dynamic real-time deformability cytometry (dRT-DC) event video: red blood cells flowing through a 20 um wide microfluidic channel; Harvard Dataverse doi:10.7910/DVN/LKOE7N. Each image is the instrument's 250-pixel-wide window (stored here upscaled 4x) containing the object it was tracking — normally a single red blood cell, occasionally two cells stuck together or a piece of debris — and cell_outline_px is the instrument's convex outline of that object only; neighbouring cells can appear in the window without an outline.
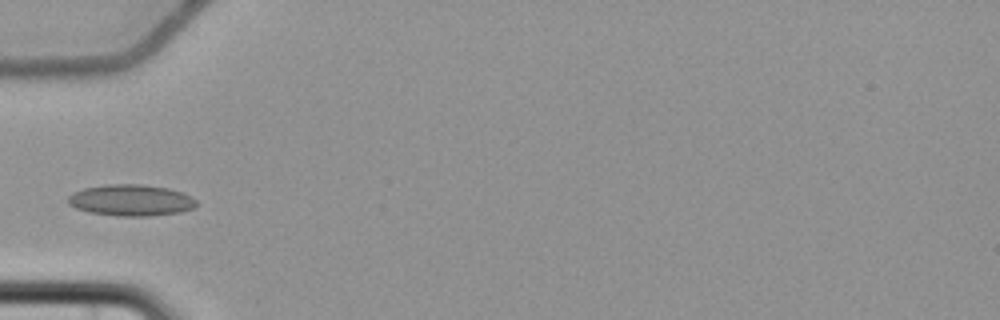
{"species": "common noctule bat (a hibernating species)", "species_latin": "Nyctalus noctula", "temperature_condition": "cold", "stored_images_in_passage": 5, "camera_frame_rate_fps": 3000, "um_per_image_px": 0.085, "animal": {"sex": "female", "body_mass_g": 22.7, "forearm_length_mm": 54.2}, "frame": {"image": 1, "passage_image": 5, "time_ms": 5.667, "image_size_px": [1000, 320], "cell_outline_px": [[196, 204], [192, 208], [180, 212], [148, 216], [120, 216], [88, 212], [76, 208], [68, 204], [68, 196], [72, 192], [84, 188], [104, 184], [140, 184], [168, 188], [192, 196], [196, 200]], "centroid_in_image_um": [11.1, 17.01], "position_along_channel_um": 73.9, "area_um2": 23.47}}